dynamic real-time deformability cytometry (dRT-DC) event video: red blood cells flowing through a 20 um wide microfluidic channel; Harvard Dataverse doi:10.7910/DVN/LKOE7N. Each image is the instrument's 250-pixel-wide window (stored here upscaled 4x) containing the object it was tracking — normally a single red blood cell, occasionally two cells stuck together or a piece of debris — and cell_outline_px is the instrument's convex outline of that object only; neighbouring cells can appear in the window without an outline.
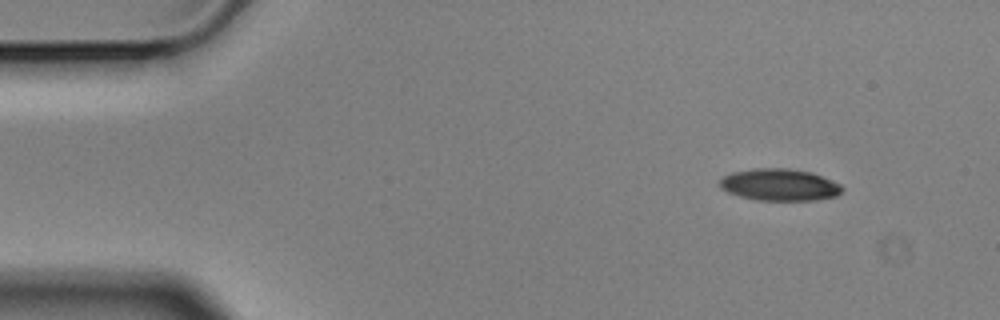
{"species": "Egyptian fruit bat (a non-hibernating species)", "species_latin": "Rousettus aegyptiacus", "temperature_condition": "cold", "stored_images_in_passage": 4, "camera_frame_rate_fps": 3000, "um_per_image_px": 0.085, "animal": {"sex": "male"}, "frame": {"image": 1, "passage_image": 1, "time_ms": 0.0, "image_size_px": [1000, 320], "cell_outline_px": [[844, 188], [836, 196], [816, 200], [756, 200], [740, 196], [728, 192], [720, 188], [720, 180], [724, 176], [732, 172], [756, 168], [788, 168], [812, 172], [840, 184]], "centroid_in_image_um": [66.26, 15.7], "position_along_channel_um": 18.7, "area_um2": 22.72}}
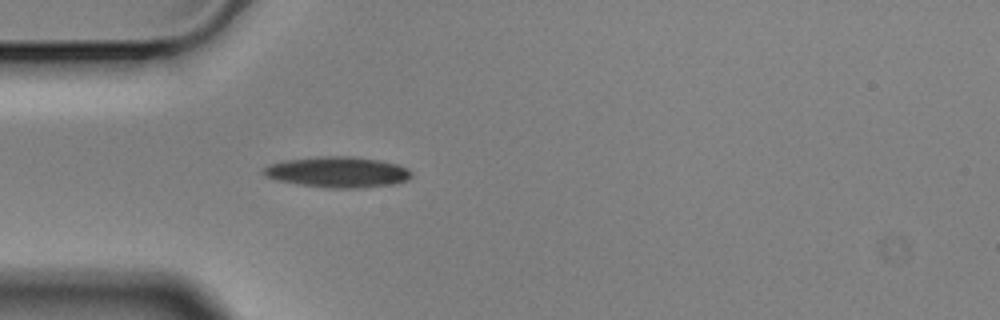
{"frame": {"image": 2, "passage_image": 4, "time_ms": 1.0, "image_size_px": [1000, 320], "cell_outline_px": [[412, 176], [408, 180], [392, 184], [360, 188], [328, 188], [300, 184], [280, 180], [268, 176], [260, 172], [268, 164], [284, 160], [316, 156], [352, 156], [380, 160], [396, 164], [408, 168], [412, 172]], "centroid_in_image_um": [28.72, 14.61], "position_along_channel_um": 56.3, "area_um2": 26.53}}